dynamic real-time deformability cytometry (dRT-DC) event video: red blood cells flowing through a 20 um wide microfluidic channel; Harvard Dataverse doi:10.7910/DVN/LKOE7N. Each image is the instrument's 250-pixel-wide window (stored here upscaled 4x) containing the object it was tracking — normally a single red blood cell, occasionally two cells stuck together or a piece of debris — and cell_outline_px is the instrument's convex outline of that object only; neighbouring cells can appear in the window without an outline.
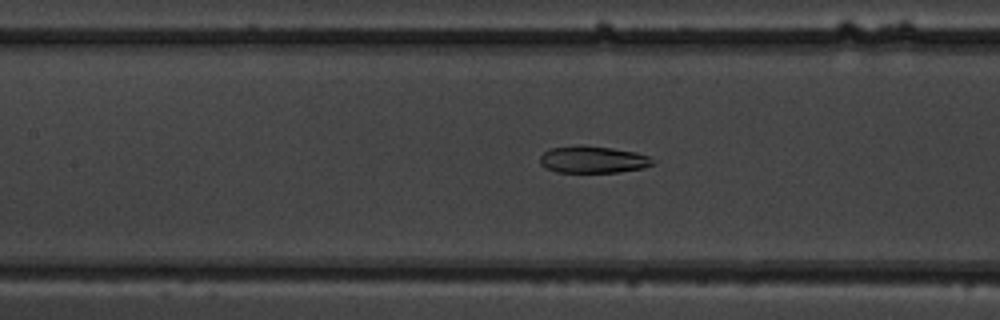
{"species": "common noctule bat (a hibernating species)", "species_latin": "Nyctalus noctula", "temperature_condition": "warm", "stored_images_in_passage": 53, "camera_frame_rate_fps": 3000, "um_per_image_px": 0.085, "animal": {"sex": "male", "body_mass_g": 19.5, "forearm_length_mm": 54.6}, "frame": {"image": 1, "passage_image": 25, "time_ms": 8.0, "image_size_px": [1000, 320], "cell_outline_px": [[656, 160], [652, 164], [644, 168], [620, 172], [556, 172], [544, 168], [540, 164], [540, 156], [548, 148], [576, 144], [584, 144], [612, 148], [636, 152], [648, 156]], "centroid_in_image_um": [50.36, 13.55], "position_along_channel_um": 157.0, "area_um2": 18.15}}
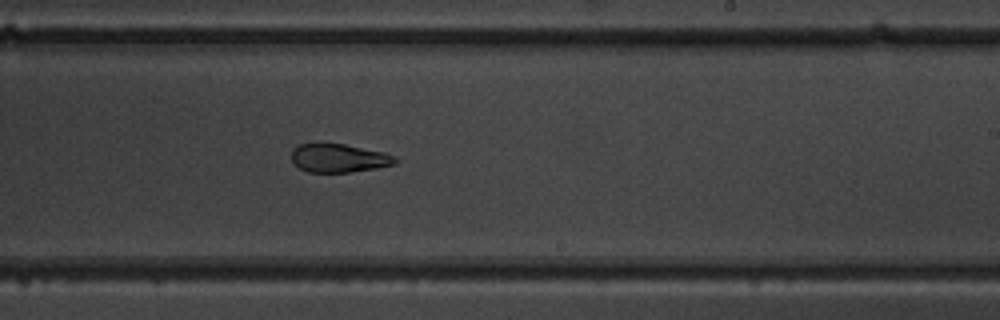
{"frame": {"image": 2, "passage_image": 33, "time_ms": 10.667, "image_size_px": [1000, 320], "cell_outline_px": [[400, 160], [392, 164], [376, 168], [348, 172], [308, 172], [300, 168], [292, 160], [292, 148], [300, 144], [344, 144], [384, 152]], "centroid_in_image_um": [28.79, 13.44], "position_along_channel_um": 260.2, "area_um2": 16.94}}
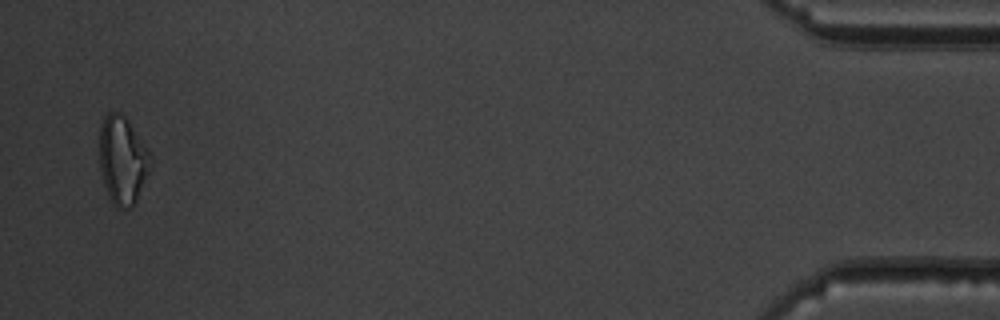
{"frame": {"image": 3, "passage_image": 52, "time_ms": 17.0, "image_size_px": [1000, 320], "cell_outline_px": [[148, 172], [136, 200], [132, 208], [116, 208], [112, 204], [108, 196], [100, 168], [100, 124], [104, 116], [108, 112], [124, 112], [148, 152]], "centroid_in_image_um": [10.37, 13.59], "position_along_channel_um": 424.8, "area_um2": 25.72}, "authors_computed_cell_mechanics": {"area_um2": 21.2704, "velocity_mm_per_s": 3.8849, "shape_relaxation_time_tau1_ms": null, "shape_relaxation_time_tau2_ms": 1.3768, "deformation_change_tau1": null, "deformation_change_tau2": 0.0742}}